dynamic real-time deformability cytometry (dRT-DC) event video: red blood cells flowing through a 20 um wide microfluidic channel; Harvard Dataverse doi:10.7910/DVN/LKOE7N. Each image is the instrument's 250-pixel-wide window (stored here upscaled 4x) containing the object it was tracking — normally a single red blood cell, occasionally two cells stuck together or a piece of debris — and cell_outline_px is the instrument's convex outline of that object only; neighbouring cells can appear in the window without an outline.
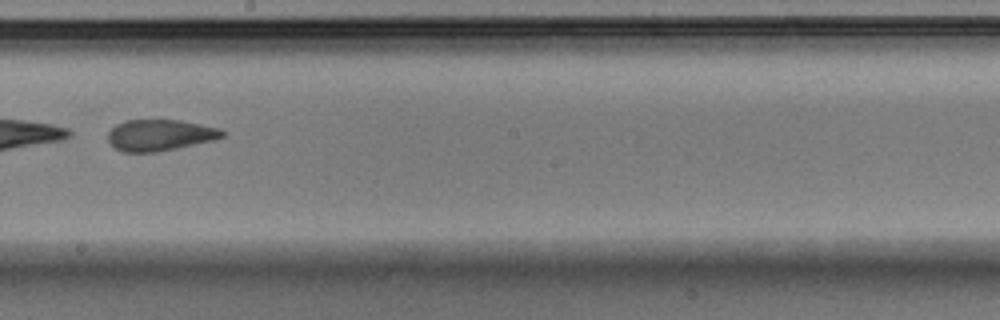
{"species": "Egyptian fruit bat (a non-hibernating species)", "species_latin": "Rousettus aegyptiacus", "temperature_condition": "warm", "stored_images_in_passage": 17, "camera_frame_rate_fps": 3000, "um_per_image_px": 0.085, "animal": {"sex": "male"}, "frame": {"image": 1, "passage_image": 15, "time_ms": 4.667, "image_size_px": [1000, 320], "cell_outline_px": [[224, 136], [216, 140], [156, 152], [120, 152], [108, 140], [108, 132], [116, 124], [124, 120], [180, 120], [220, 128], [224, 132]], "centroid_in_image_um": [13.6, 11.48], "position_along_channel_um": 234.6, "area_um2": 20.87}}